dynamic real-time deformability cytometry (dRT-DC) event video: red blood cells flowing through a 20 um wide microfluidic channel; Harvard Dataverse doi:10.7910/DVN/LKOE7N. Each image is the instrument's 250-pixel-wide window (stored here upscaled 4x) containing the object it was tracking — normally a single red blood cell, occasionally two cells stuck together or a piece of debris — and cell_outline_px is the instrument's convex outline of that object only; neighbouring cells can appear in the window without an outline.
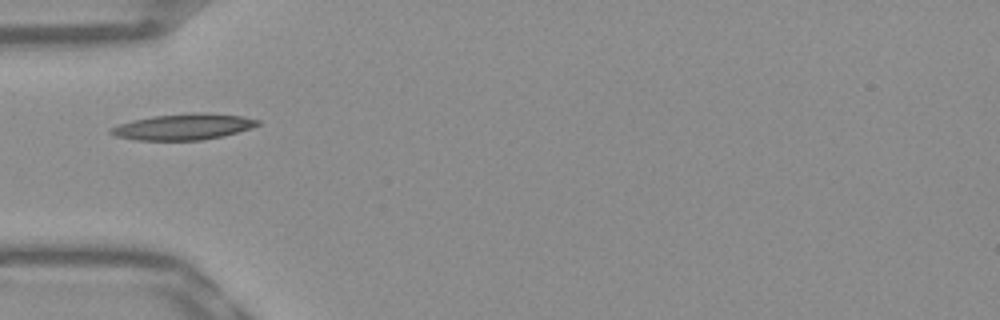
{"species": "Egyptian fruit bat (a non-hibernating species)", "species_latin": "Rousettus aegyptiacus", "temperature_condition": "warm", "stored_images_in_passage": 12, "camera_frame_rate_fps": 3000, "um_per_image_px": 0.085, "frame": {"image": 1, "passage_image": 1, "time_ms": 0.0, "image_size_px": [1000, 320], "cell_outline_px": [[260, 124], [252, 128], [224, 136], [200, 140], [136, 140], [116, 136], [108, 132], [108, 128], [132, 120], [152, 116], [192, 112], [204, 112], [244, 116], [260, 120]], "centroid_in_image_um": [15.61, 10.77], "position_along_channel_um": 69.4, "area_um2": 22.54}}
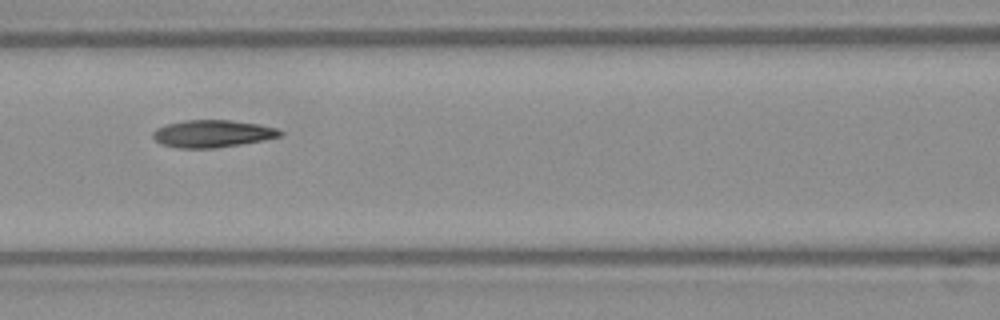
{"frame": {"image": 2, "passage_image": 7, "time_ms": 2.0, "image_size_px": [1000, 320], "cell_outline_px": [[284, 132], [280, 136], [264, 140], [240, 144], [212, 148], [176, 148], [160, 144], [152, 136], [152, 132], [156, 128], [164, 124], [184, 120], [228, 120], [260, 124], [276, 128]], "centroid_in_image_um": [18.02, 11.35], "position_along_channel_um": 148.6, "area_um2": 20.35}}
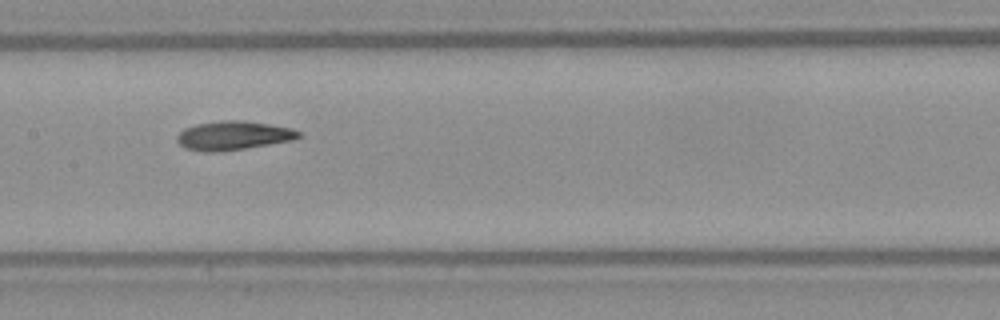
{"frame": {"image": 3, "passage_image": 10, "time_ms": 3.0, "image_size_px": [1000, 320], "cell_outline_px": [[304, 136], [292, 140], [224, 152], [200, 152], [184, 148], [176, 140], [176, 136], [184, 128], [196, 124], [224, 120], [244, 120], [292, 128], [300, 132]], "centroid_in_image_um": [19.82, 11.53], "position_along_channel_um": 187.6, "area_um2": 20.75}}